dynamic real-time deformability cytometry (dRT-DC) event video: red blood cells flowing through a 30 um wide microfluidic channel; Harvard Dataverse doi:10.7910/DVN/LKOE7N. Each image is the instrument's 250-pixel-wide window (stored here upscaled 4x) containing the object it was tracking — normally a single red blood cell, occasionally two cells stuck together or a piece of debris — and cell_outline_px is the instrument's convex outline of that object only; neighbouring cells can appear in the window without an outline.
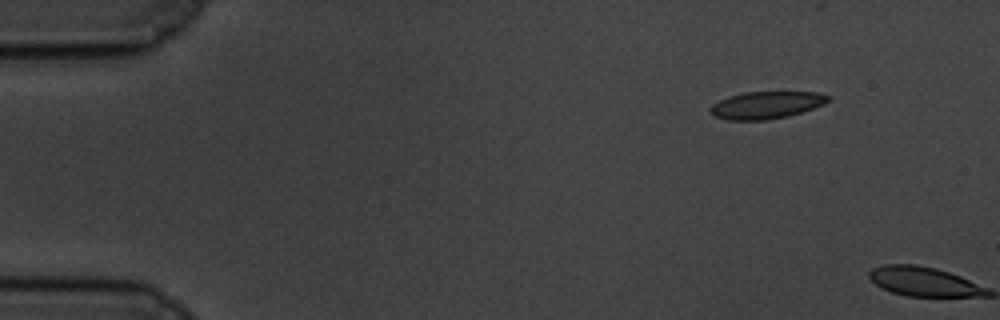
{"species": "common noctule bat (a hibernating species)", "species_latin": "Nyctalus noctula", "temperature_condition": "cold", "stored_images_in_passage": 2, "camera_frame_rate_fps": 3000, "um_per_image_px": 0.085, "animal": {"sex": "male", "body_mass_g": 19.5, "forearm_length_mm": 54.6}, "frame": {"image": 1, "passage_image": 1, "time_ms": 0.0, "image_size_px": [1000, 320], "cell_outline_px": [[832, 96], [824, 104], [788, 116], [768, 120], [728, 120], [712, 116], [708, 112], [708, 108], [712, 104], [728, 96], [744, 92], [816, 92]], "centroid_in_image_um": [65.07, 8.93], "position_along_channel_um": 19.9, "area_um2": 18.84}}